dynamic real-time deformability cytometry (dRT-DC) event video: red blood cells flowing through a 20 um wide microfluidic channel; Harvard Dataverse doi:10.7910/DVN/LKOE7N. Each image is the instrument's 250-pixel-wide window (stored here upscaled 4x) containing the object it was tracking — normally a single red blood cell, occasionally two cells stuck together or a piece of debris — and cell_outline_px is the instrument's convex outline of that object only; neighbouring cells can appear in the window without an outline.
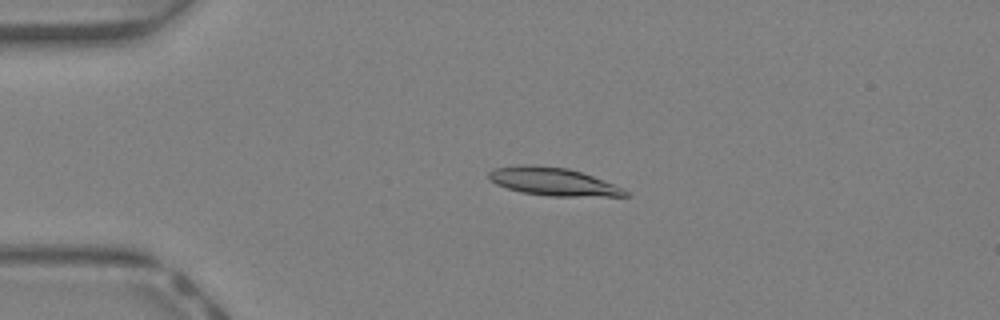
{"species": "Egyptian fruit bat (a non-hibernating species)", "species_latin": "Rousettus aegyptiacus", "temperature_condition": "warm", "stored_images_in_passage": 46, "camera_frame_rate_fps": 3000, "um_per_image_px": 0.085, "animal": {"sex": "female"}, "frame": {"image": 1, "passage_image": 11, "time_ms": 3.333, "image_size_px": [1000, 320], "cell_outline_px": [[628, 196], [548, 196], [520, 192], [496, 184], [488, 180], [488, 172], [492, 168], [524, 164], [528, 164], [568, 168], [592, 176], [624, 188], [628, 192]], "centroid_in_image_um": [46.96, 15.43], "position_along_channel_um": 38.0, "area_um2": 22.25}}
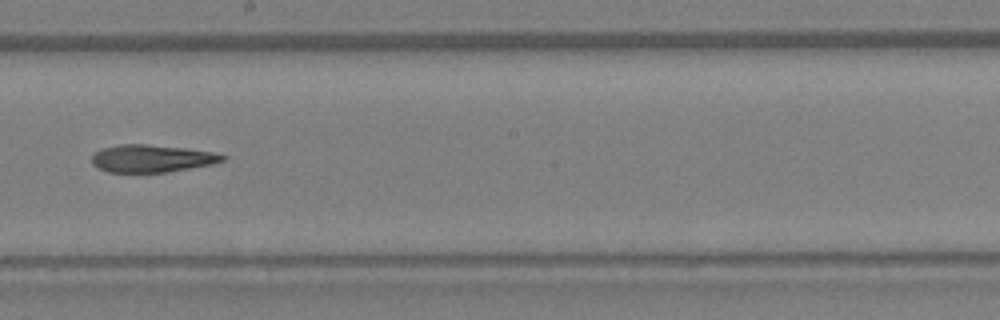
{"frame": {"image": 2, "passage_image": 27, "time_ms": 8.667, "image_size_px": [1000, 320], "cell_outline_px": [[228, 156], [224, 160], [212, 164], [168, 172], [108, 172], [96, 168], [92, 164], [92, 152], [100, 148], [120, 144], [144, 144], [188, 148], [216, 152]], "centroid_in_image_um": [12.88, 13.46], "position_along_channel_um": 235.3, "area_um2": 21.27}}
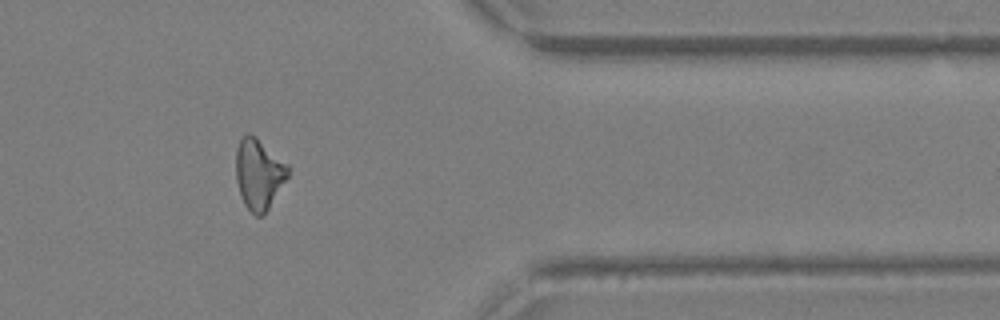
{"frame": {"image": 3, "passage_image": 38, "time_ms": 12.333, "image_size_px": [1000, 320], "cell_outline_px": [[292, 168], [288, 176], [264, 216], [256, 216], [244, 204], [240, 196], [236, 180], [236, 148], [240, 140], [248, 132], [256, 136], [288, 164]], "centroid_in_image_um": [22.01, 14.78], "position_along_channel_um": 389.4, "area_um2": 21.62}}